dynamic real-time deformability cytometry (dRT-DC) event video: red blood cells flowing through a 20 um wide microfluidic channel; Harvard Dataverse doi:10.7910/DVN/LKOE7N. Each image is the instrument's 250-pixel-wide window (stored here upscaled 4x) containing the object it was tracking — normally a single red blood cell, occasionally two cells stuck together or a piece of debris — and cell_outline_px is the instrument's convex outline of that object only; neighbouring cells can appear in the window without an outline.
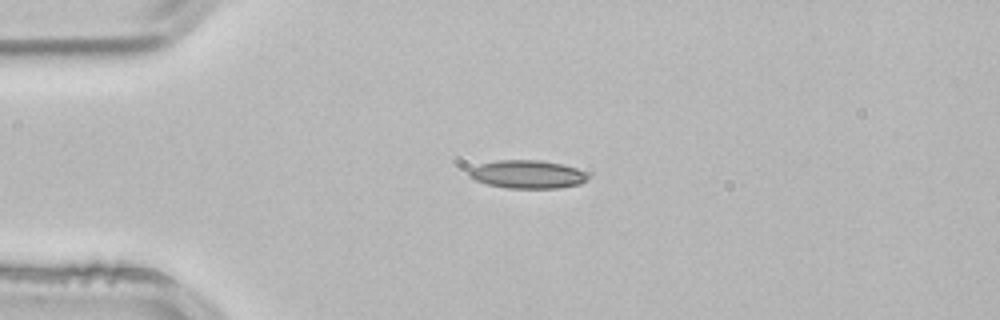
{"species": "common noctule bat (a hibernating species)", "species_latin": "Nyctalus noctula", "temperature_condition": "room temperature", "stored_images_in_passage": 3, "camera_frame_rate_fps": 3000, "um_per_image_px": 0.085, "animal": {"sex": "male", "body_mass_g": 21.5, "forearm_length_mm": 52.0}, "frame": {"image": 1, "passage_image": 2, "time_ms": 0.333, "image_size_px": [1000, 320], "cell_outline_px": [[588, 180], [580, 184], [556, 188], [508, 188], [488, 184], [476, 180], [468, 176], [468, 172], [472, 168], [480, 164], [500, 160], [540, 160], [560, 164], [576, 168], [584, 172], [588, 176]], "centroid_in_image_um": [44.83, 14.82], "position_along_channel_um": 40.2, "area_um2": 19.31}}